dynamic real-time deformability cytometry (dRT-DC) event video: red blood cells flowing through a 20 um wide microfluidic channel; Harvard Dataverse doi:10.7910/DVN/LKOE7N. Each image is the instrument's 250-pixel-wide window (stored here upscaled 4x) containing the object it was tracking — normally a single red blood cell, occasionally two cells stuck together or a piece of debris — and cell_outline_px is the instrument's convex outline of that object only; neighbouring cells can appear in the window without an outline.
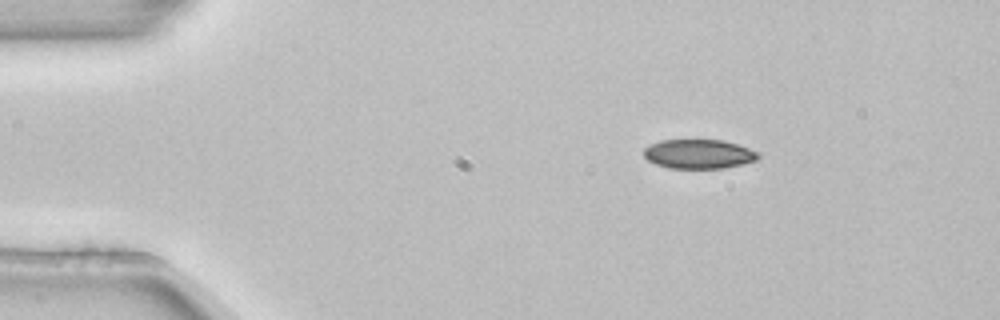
{"species": "common noctule bat (a hibernating species)", "species_latin": "Nyctalus noctula", "temperature_condition": "room temperature", "stored_images_in_passage": 4, "camera_frame_rate_fps": 3000, "um_per_image_px": 0.085, "animal": {"sex": "female", "body_mass_g": 22.7, "forearm_length_mm": 54.2}, "frame": {"image": 1, "passage_image": 1, "time_ms": 0.0, "image_size_px": [1000, 320], "cell_outline_px": [[760, 156], [756, 160], [744, 164], [724, 168], [668, 168], [656, 164], [648, 160], [644, 156], [644, 148], [660, 140], [724, 140], [760, 152]], "centroid_in_image_um": [59.42, 13.09], "position_along_channel_um": 25.6, "area_um2": 19.54}}
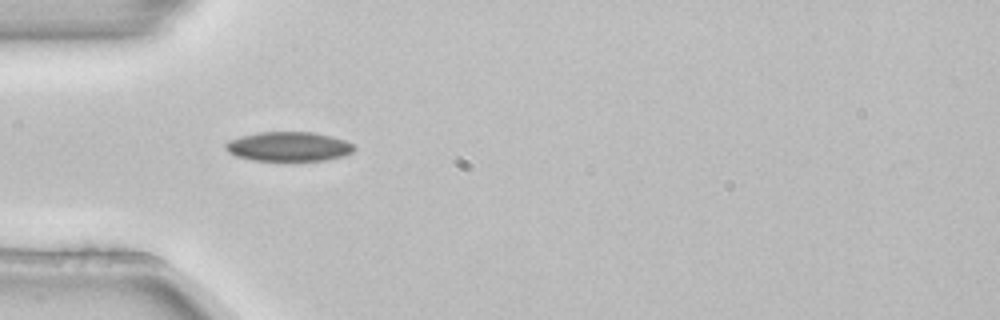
{"frame": {"image": 2, "passage_image": 3, "time_ms": 0.667, "image_size_px": [1000, 320], "cell_outline_px": [[356, 148], [352, 152], [344, 156], [328, 160], [252, 160], [236, 156], [228, 152], [224, 148], [224, 144], [228, 140], [240, 136], [256, 132], [312, 132], [332, 136], [344, 140], [352, 144]], "centroid_in_image_um": [24.51, 12.45], "position_along_channel_um": 60.5, "area_um2": 22.14}}